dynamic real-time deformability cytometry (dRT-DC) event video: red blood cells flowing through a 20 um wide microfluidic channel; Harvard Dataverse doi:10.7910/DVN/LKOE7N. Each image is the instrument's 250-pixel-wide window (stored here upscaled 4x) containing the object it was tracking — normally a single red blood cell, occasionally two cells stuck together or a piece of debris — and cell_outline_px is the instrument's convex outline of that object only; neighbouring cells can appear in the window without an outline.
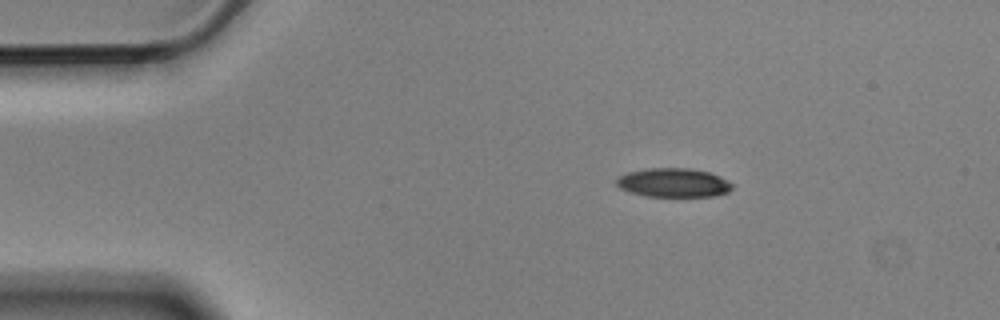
{"species": "Egyptian fruit bat (a non-hibernating species)", "species_latin": "Rousettus aegyptiacus", "temperature_condition": "cold", "stored_images_in_passage": 4, "camera_frame_rate_fps": 3000, "um_per_image_px": 0.085, "animal": {"sex": "male"}, "frame": {"image": 1, "passage_image": 2, "time_ms": 0.333, "image_size_px": [1000, 320], "cell_outline_px": [[732, 188], [728, 192], [716, 196], [644, 196], [628, 192], [620, 188], [616, 184], [616, 176], [628, 172], [648, 168], [692, 168], [708, 172], [720, 176], [732, 184]], "centroid_in_image_um": [57.21, 15.52], "position_along_channel_um": 27.8, "area_um2": 19.65}}
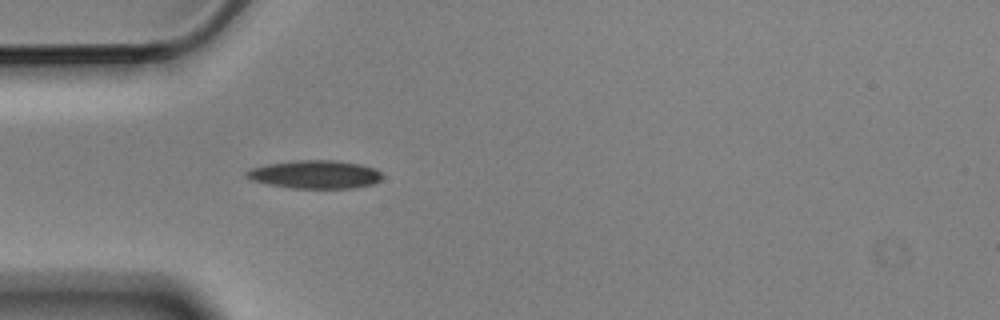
{"frame": {"image": 2, "passage_image": 4, "time_ms": 1.0, "image_size_px": [1000, 320], "cell_outline_px": [[384, 176], [380, 180], [372, 184], [352, 188], [292, 188], [268, 184], [252, 180], [244, 176], [244, 172], [248, 168], [268, 164], [296, 160], [336, 160], [360, 164], [372, 168], [380, 172]], "centroid_in_image_um": [26.74, 14.82], "position_along_channel_um": 58.3, "area_um2": 22.37}}